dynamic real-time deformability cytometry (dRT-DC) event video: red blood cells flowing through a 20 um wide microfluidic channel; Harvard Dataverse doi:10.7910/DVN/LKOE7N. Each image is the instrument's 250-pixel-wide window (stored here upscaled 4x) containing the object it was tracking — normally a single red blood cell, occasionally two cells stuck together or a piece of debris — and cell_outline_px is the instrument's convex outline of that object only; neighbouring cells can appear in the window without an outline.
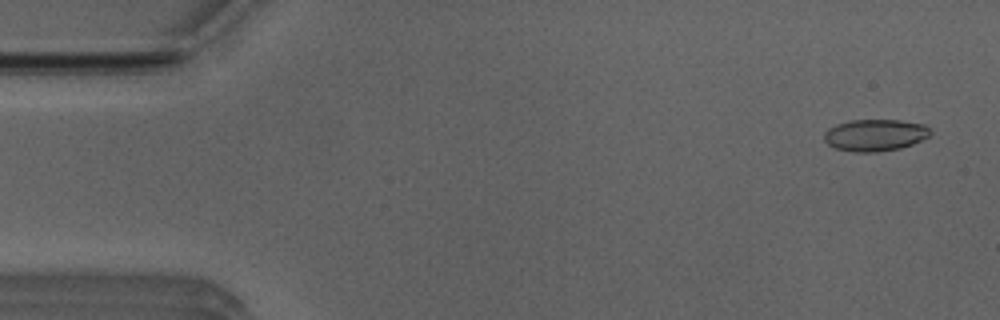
{"species": "Egyptian fruit bat (a non-hibernating species)", "species_latin": "Rousettus aegyptiacus", "temperature_condition": "room temperature", "stored_images_in_passage": 47, "camera_frame_rate_fps": 3000, "um_per_image_px": 0.085, "animal": {"sex": "male"}, "frame": {"image": 1, "passage_image": 3, "time_ms": 0.667, "image_size_px": [1000, 320], "cell_outline_px": [[932, 132], [928, 136], [912, 144], [900, 148], [876, 152], [852, 152], [836, 148], [828, 144], [824, 140], [824, 132], [828, 128], [836, 124], [852, 120], [900, 120], [924, 124]], "centroid_in_image_um": [74.35, 11.48], "position_along_channel_um": 10.6, "area_um2": 19.65}}
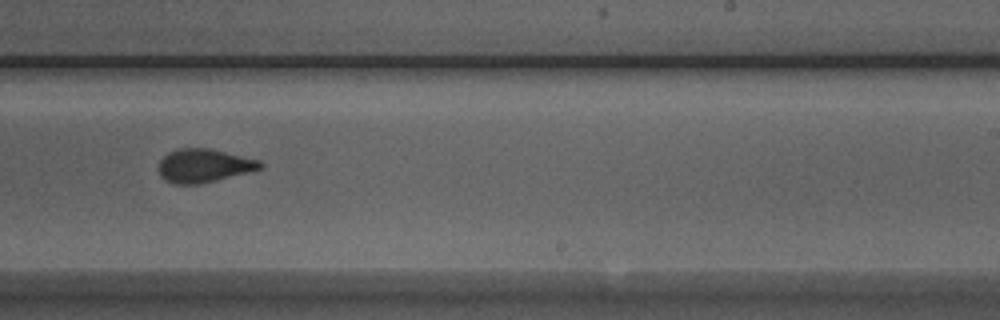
{"frame": {"image": 2, "passage_image": 32, "time_ms": 10.333, "image_size_px": [1000, 320], "cell_outline_px": [[264, 168], [200, 184], [172, 184], [164, 180], [160, 176], [156, 168], [160, 160], [168, 152], [176, 148], [212, 148], [260, 160], [264, 164]], "centroid_in_image_um": [17.3, 14.07], "position_along_channel_um": 271.7, "area_um2": 20.23}}
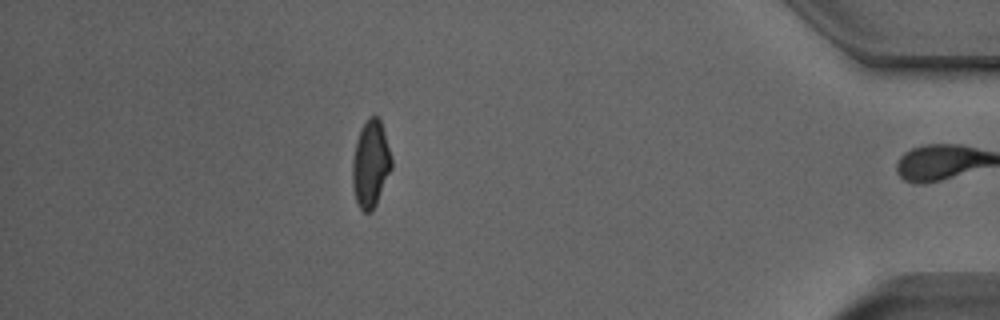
{"frame": {"image": 3, "passage_image": 46, "time_ms": 15.0, "image_size_px": [1000, 320], "cell_outline_px": [[392, 168], [376, 204], [372, 212], [364, 212], [360, 208], [356, 200], [352, 184], [352, 160], [360, 128], [368, 116], [376, 116], [380, 120], [384, 132], [392, 160]], "centroid_in_image_um": [31.49, 13.94], "position_along_channel_um": 403.7, "area_um2": 19.71}, "authors_computed_cell_mechanics": {"area_um2": 19.9988, "velocity_mm_per_s": 3.9307, "shape_relaxation_time_tau1_ms": 6.0737, "shape_relaxation_time_tau2_ms": 1.105, "deformation_change_tau1": 0.1679, "deformation_change_tau2": 0.0602}}